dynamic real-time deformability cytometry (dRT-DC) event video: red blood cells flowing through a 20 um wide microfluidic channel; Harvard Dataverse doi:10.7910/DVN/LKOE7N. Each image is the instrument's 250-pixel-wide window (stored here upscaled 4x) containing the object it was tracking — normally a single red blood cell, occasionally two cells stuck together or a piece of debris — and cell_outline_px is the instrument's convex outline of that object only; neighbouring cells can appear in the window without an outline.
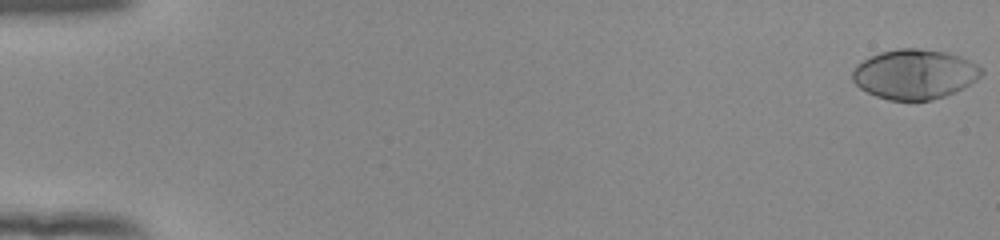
{"species": "human", "species_latin": "Homo sapiens", "temperature_condition": "room temperature", "stored_images_in_passage": 54, "camera_frame_rate_fps": 3000, "um_per_image_px": 0.085, "donor": {"sex": "female"}, "frame": {"image": 1, "passage_image": 1, "time_ms": 0.0, "image_size_px": [1000, 240], "cell_outline_px": [[984, 72], [976, 80], [964, 88], [956, 92], [932, 100], [888, 100], [876, 96], [860, 88], [852, 80], [852, 72], [856, 64], [880, 52], [900, 48], [920, 48], [948, 52], [960, 56], [984, 68]], "centroid_in_image_um": [77.76, 6.3], "position_along_channel_um": 7.2, "area_um2": 37.57}}
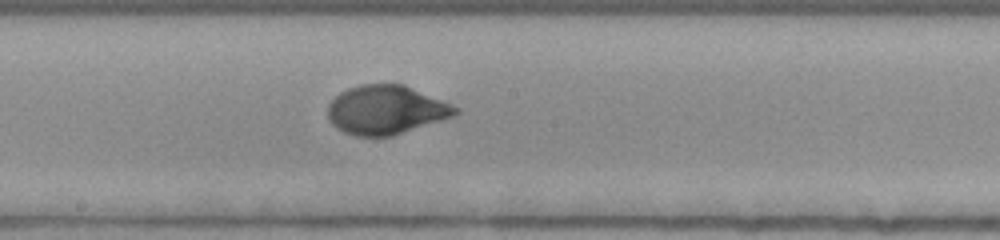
{"frame": {"image": 2, "passage_image": 31, "time_ms": 10.0, "image_size_px": [1000, 240], "cell_outline_px": [[460, 112], [452, 116], [392, 136], [356, 136], [344, 132], [336, 128], [328, 120], [328, 104], [340, 92], [348, 88], [360, 84], [404, 84], [452, 104], [460, 108]], "centroid_in_image_um": [32.79, 9.33], "position_along_channel_um": 215.4, "area_um2": 36.3}}
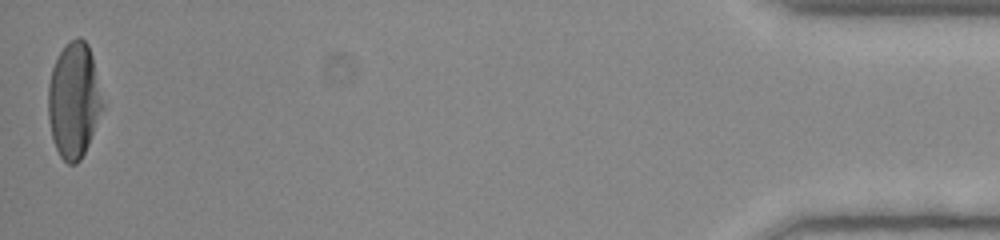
{"frame": {"image": 3, "passage_image": 54, "time_ms": 17.667, "image_size_px": [1000, 240], "cell_outline_px": [[104, 108], [88, 144], [80, 160], [76, 164], [68, 164], [60, 156], [52, 140], [48, 120], [48, 84], [52, 68], [60, 52], [76, 36], [84, 40], [88, 44], [92, 56], [104, 104]], "centroid_in_image_um": [6.27, 8.55], "position_along_channel_um": 428.9, "area_um2": 36.53}, "authors_computed_cell_mechanics": {"area_um2": 36.2984, "velocity_mm_per_s": 3.8979, "shape_relaxation_time_tau1_ms": 3.1118, "shape_relaxation_time_tau2_ms": null, "deformation_change_tau1": 0.2112, "deformation_change_tau2": null}}